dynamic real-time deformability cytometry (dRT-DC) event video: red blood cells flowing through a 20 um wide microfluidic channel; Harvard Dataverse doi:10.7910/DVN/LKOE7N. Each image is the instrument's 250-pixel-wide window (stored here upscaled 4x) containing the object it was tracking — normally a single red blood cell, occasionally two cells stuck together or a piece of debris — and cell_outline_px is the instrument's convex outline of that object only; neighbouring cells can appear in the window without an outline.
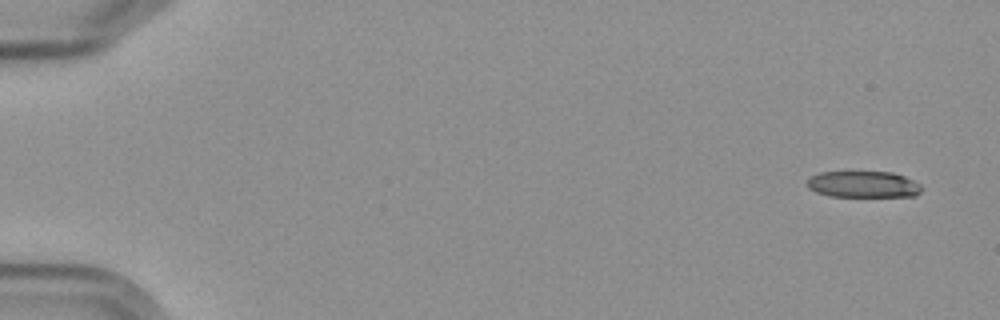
{"species": "Egyptian fruit bat (a non-hibernating species)", "species_latin": "Rousettus aegyptiacus", "temperature_condition": "cold", "stored_images_in_passage": 7, "camera_frame_rate_fps": 3000, "um_per_image_px": 0.085, "frame": {"image": 1, "passage_image": 1, "time_ms": 0.0, "image_size_px": [1000, 320], "cell_outline_px": [[924, 188], [916, 196], [828, 196], [816, 192], [808, 188], [804, 184], [812, 176], [820, 172], [892, 172], [904, 176], [920, 184]], "centroid_in_image_um": [73.37, 15.67], "position_along_channel_um": 11.6, "area_um2": 17.69}}
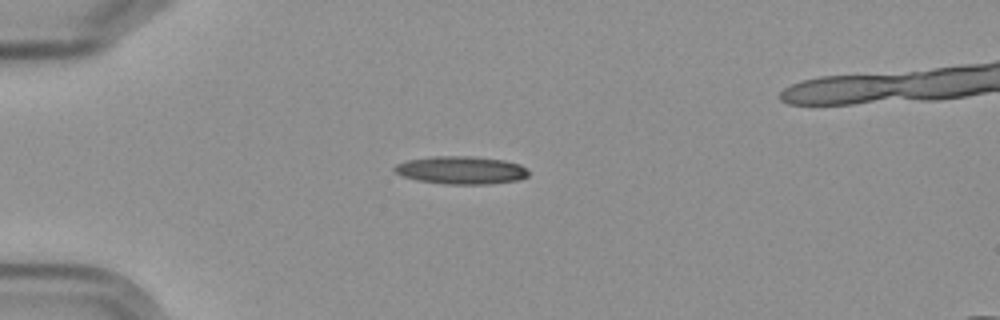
{"frame": {"image": 2, "passage_image": 4, "time_ms": 4.333, "image_size_px": [1000, 320], "cell_outline_px": [[528, 176], [516, 180], [488, 184], [444, 184], [416, 180], [400, 176], [392, 172], [392, 168], [396, 164], [408, 160], [432, 156], [472, 156], [504, 160], [520, 164], [528, 168]], "centroid_in_image_um": [39.15, 14.46], "position_along_channel_um": 45.9, "area_um2": 22.02}}
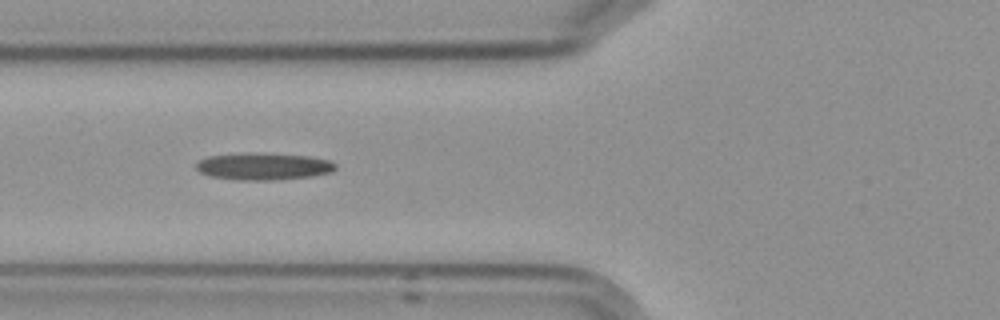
{"frame": {"image": 3, "passage_image": 6, "time_ms": 6.667, "image_size_px": [1000, 320], "cell_outline_px": [[336, 168], [332, 172], [312, 176], [272, 180], [236, 180], [208, 176], [200, 172], [196, 168], [196, 164], [200, 160], [208, 156], [244, 152], [248, 152], [308, 156], [328, 160], [336, 164]], "centroid_in_image_um": [22.36, 14.14], "position_along_channel_um": 103.4, "area_um2": 22.08}}